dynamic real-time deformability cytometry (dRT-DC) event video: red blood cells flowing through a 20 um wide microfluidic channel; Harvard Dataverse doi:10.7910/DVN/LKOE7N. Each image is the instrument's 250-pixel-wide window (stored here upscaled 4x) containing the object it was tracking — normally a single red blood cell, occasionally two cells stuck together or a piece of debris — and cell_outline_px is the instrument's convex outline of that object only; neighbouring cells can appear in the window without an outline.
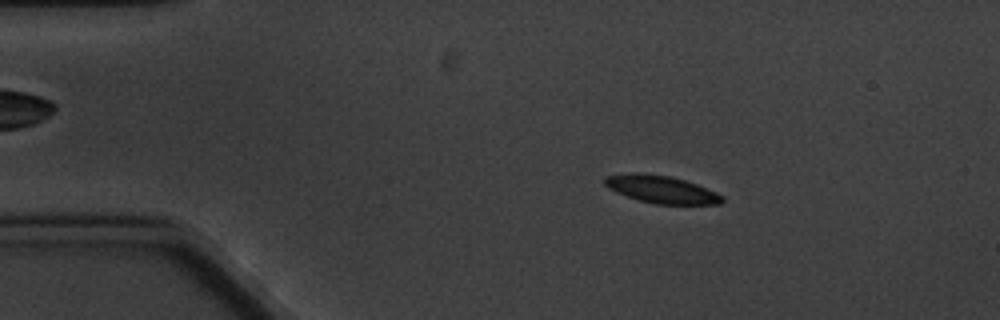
{"species": "common noctule bat (a hibernating species)", "species_latin": "Nyctalus noctula", "temperature_condition": "cold", "stored_images_in_passage": 4, "camera_frame_rate_fps": 3000, "um_per_image_px": 0.085, "animal": {"sex": "male", "body_mass_g": 20.1, "forearm_length_mm": 53.5}, "frame": {"image": 1, "passage_image": 2, "time_ms": 2.0, "image_size_px": [1000, 320], "cell_outline_px": [[724, 200], [720, 204], [656, 204], [640, 200], [616, 192], [608, 188], [604, 184], [604, 176], [636, 172], [640, 172], [668, 176], [684, 180], [696, 184], [716, 192], [724, 196]], "centroid_in_image_um": [56.21, 16.09], "position_along_channel_um": 28.8, "area_um2": 18.73}}